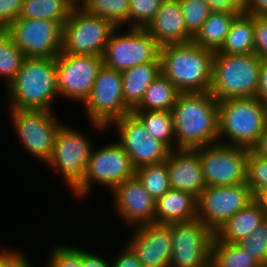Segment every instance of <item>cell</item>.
I'll return each instance as SVG.
<instances>
[{
  "instance_id": "39",
  "label": "cell",
  "mask_w": 267,
  "mask_h": 267,
  "mask_svg": "<svg viewBox=\"0 0 267 267\" xmlns=\"http://www.w3.org/2000/svg\"><path fill=\"white\" fill-rule=\"evenodd\" d=\"M254 53L267 60V17L255 16Z\"/></svg>"
},
{
  "instance_id": "7",
  "label": "cell",
  "mask_w": 267,
  "mask_h": 267,
  "mask_svg": "<svg viewBox=\"0 0 267 267\" xmlns=\"http://www.w3.org/2000/svg\"><path fill=\"white\" fill-rule=\"evenodd\" d=\"M115 28L111 21L74 7L63 25L61 52L102 56Z\"/></svg>"
},
{
  "instance_id": "12",
  "label": "cell",
  "mask_w": 267,
  "mask_h": 267,
  "mask_svg": "<svg viewBox=\"0 0 267 267\" xmlns=\"http://www.w3.org/2000/svg\"><path fill=\"white\" fill-rule=\"evenodd\" d=\"M206 186H233L246 183L248 149L216 142L196 148Z\"/></svg>"
},
{
  "instance_id": "28",
  "label": "cell",
  "mask_w": 267,
  "mask_h": 267,
  "mask_svg": "<svg viewBox=\"0 0 267 267\" xmlns=\"http://www.w3.org/2000/svg\"><path fill=\"white\" fill-rule=\"evenodd\" d=\"M263 265L250 255L238 243L221 241L214 236L211 246V267H262Z\"/></svg>"
},
{
  "instance_id": "30",
  "label": "cell",
  "mask_w": 267,
  "mask_h": 267,
  "mask_svg": "<svg viewBox=\"0 0 267 267\" xmlns=\"http://www.w3.org/2000/svg\"><path fill=\"white\" fill-rule=\"evenodd\" d=\"M146 131L163 142L170 150L176 149V138L171 111H132Z\"/></svg>"
},
{
  "instance_id": "4",
  "label": "cell",
  "mask_w": 267,
  "mask_h": 267,
  "mask_svg": "<svg viewBox=\"0 0 267 267\" xmlns=\"http://www.w3.org/2000/svg\"><path fill=\"white\" fill-rule=\"evenodd\" d=\"M218 119L219 142L253 149L267 125V105L257 97L218 101Z\"/></svg>"
},
{
  "instance_id": "24",
  "label": "cell",
  "mask_w": 267,
  "mask_h": 267,
  "mask_svg": "<svg viewBox=\"0 0 267 267\" xmlns=\"http://www.w3.org/2000/svg\"><path fill=\"white\" fill-rule=\"evenodd\" d=\"M266 220L265 213L260 203L254 199L247 206L229 218L216 232L215 235L224 242L238 243L248 237L255 229Z\"/></svg>"
},
{
  "instance_id": "19",
  "label": "cell",
  "mask_w": 267,
  "mask_h": 267,
  "mask_svg": "<svg viewBox=\"0 0 267 267\" xmlns=\"http://www.w3.org/2000/svg\"><path fill=\"white\" fill-rule=\"evenodd\" d=\"M110 193L118 216L128 227L154 223L155 202L135 175L124 180Z\"/></svg>"
},
{
  "instance_id": "29",
  "label": "cell",
  "mask_w": 267,
  "mask_h": 267,
  "mask_svg": "<svg viewBox=\"0 0 267 267\" xmlns=\"http://www.w3.org/2000/svg\"><path fill=\"white\" fill-rule=\"evenodd\" d=\"M73 8L67 0H23L19 17L54 20L63 26Z\"/></svg>"
},
{
  "instance_id": "42",
  "label": "cell",
  "mask_w": 267,
  "mask_h": 267,
  "mask_svg": "<svg viewBox=\"0 0 267 267\" xmlns=\"http://www.w3.org/2000/svg\"><path fill=\"white\" fill-rule=\"evenodd\" d=\"M0 267H31V262L18 249L15 251L5 247L0 250Z\"/></svg>"
},
{
  "instance_id": "15",
  "label": "cell",
  "mask_w": 267,
  "mask_h": 267,
  "mask_svg": "<svg viewBox=\"0 0 267 267\" xmlns=\"http://www.w3.org/2000/svg\"><path fill=\"white\" fill-rule=\"evenodd\" d=\"M254 199L246 183L206 186L197 197V218L215 233L229 218Z\"/></svg>"
},
{
  "instance_id": "41",
  "label": "cell",
  "mask_w": 267,
  "mask_h": 267,
  "mask_svg": "<svg viewBox=\"0 0 267 267\" xmlns=\"http://www.w3.org/2000/svg\"><path fill=\"white\" fill-rule=\"evenodd\" d=\"M23 0H0V27L6 29L19 17Z\"/></svg>"
},
{
  "instance_id": "20",
  "label": "cell",
  "mask_w": 267,
  "mask_h": 267,
  "mask_svg": "<svg viewBox=\"0 0 267 267\" xmlns=\"http://www.w3.org/2000/svg\"><path fill=\"white\" fill-rule=\"evenodd\" d=\"M166 164L172 189L192 193L198 197L206 187L200 156L196 149L171 150Z\"/></svg>"
},
{
  "instance_id": "36",
  "label": "cell",
  "mask_w": 267,
  "mask_h": 267,
  "mask_svg": "<svg viewBox=\"0 0 267 267\" xmlns=\"http://www.w3.org/2000/svg\"><path fill=\"white\" fill-rule=\"evenodd\" d=\"M187 31L194 37L211 14L204 0H179Z\"/></svg>"
},
{
  "instance_id": "49",
  "label": "cell",
  "mask_w": 267,
  "mask_h": 267,
  "mask_svg": "<svg viewBox=\"0 0 267 267\" xmlns=\"http://www.w3.org/2000/svg\"><path fill=\"white\" fill-rule=\"evenodd\" d=\"M73 7H82L87 0H67Z\"/></svg>"
},
{
  "instance_id": "25",
  "label": "cell",
  "mask_w": 267,
  "mask_h": 267,
  "mask_svg": "<svg viewBox=\"0 0 267 267\" xmlns=\"http://www.w3.org/2000/svg\"><path fill=\"white\" fill-rule=\"evenodd\" d=\"M255 16L244 13L237 16L219 49L220 54H250L254 53Z\"/></svg>"
},
{
  "instance_id": "22",
  "label": "cell",
  "mask_w": 267,
  "mask_h": 267,
  "mask_svg": "<svg viewBox=\"0 0 267 267\" xmlns=\"http://www.w3.org/2000/svg\"><path fill=\"white\" fill-rule=\"evenodd\" d=\"M197 218V197L170 188L155 202L154 223L171 224Z\"/></svg>"
},
{
  "instance_id": "48",
  "label": "cell",
  "mask_w": 267,
  "mask_h": 267,
  "mask_svg": "<svg viewBox=\"0 0 267 267\" xmlns=\"http://www.w3.org/2000/svg\"><path fill=\"white\" fill-rule=\"evenodd\" d=\"M256 200L260 203L261 207L263 208V211L265 213V217L267 219V189L264 190L257 198Z\"/></svg>"
},
{
  "instance_id": "45",
  "label": "cell",
  "mask_w": 267,
  "mask_h": 267,
  "mask_svg": "<svg viewBox=\"0 0 267 267\" xmlns=\"http://www.w3.org/2000/svg\"><path fill=\"white\" fill-rule=\"evenodd\" d=\"M245 13L267 17V0H245Z\"/></svg>"
},
{
  "instance_id": "35",
  "label": "cell",
  "mask_w": 267,
  "mask_h": 267,
  "mask_svg": "<svg viewBox=\"0 0 267 267\" xmlns=\"http://www.w3.org/2000/svg\"><path fill=\"white\" fill-rule=\"evenodd\" d=\"M164 0H129L128 28H146Z\"/></svg>"
},
{
  "instance_id": "9",
  "label": "cell",
  "mask_w": 267,
  "mask_h": 267,
  "mask_svg": "<svg viewBox=\"0 0 267 267\" xmlns=\"http://www.w3.org/2000/svg\"><path fill=\"white\" fill-rule=\"evenodd\" d=\"M93 146L87 134L63 124L57 132L53 152L46 165L59 172L72 191L82 181Z\"/></svg>"
},
{
  "instance_id": "1",
  "label": "cell",
  "mask_w": 267,
  "mask_h": 267,
  "mask_svg": "<svg viewBox=\"0 0 267 267\" xmlns=\"http://www.w3.org/2000/svg\"><path fill=\"white\" fill-rule=\"evenodd\" d=\"M171 112L176 149L219 142L218 101L210 92L180 93Z\"/></svg>"
},
{
  "instance_id": "18",
  "label": "cell",
  "mask_w": 267,
  "mask_h": 267,
  "mask_svg": "<svg viewBox=\"0 0 267 267\" xmlns=\"http://www.w3.org/2000/svg\"><path fill=\"white\" fill-rule=\"evenodd\" d=\"M127 245L143 267H169L172 251L171 224H145L133 227Z\"/></svg>"
},
{
  "instance_id": "37",
  "label": "cell",
  "mask_w": 267,
  "mask_h": 267,
  "mask_svg": "<svg viewBox=\"0 0 267 267\" xmlns=\"http://www.w3.org/2000/svg\"><path fill=\"white\" fill-rule=\"evenodd\" d=\"M263 266H267V219L253 233L238 242Z\"/></svg>"
},
{
  "instance_id": "10",
  "label": "cell",
  "mask_w": 267,
  "mask_h": 267,
  "mask_svg": "<svg viewBox=\"0 0 267 267\" xmlns=\"http://www.w3.org/2000/svg\"><path fill=\"white\" fill-rule=\"evenodd\" d=\"M116 27L102 55L103 65L117 71L154 62L159 58L160 46L145 28H129L125 33Z\"/></svg>"
},
{
  "instance_id": "43",
  "label": "cell",
  "mask_w": 267,
  "mask_h": 267,
  "mask_svg": "<svg viewBox=\"0 0 267 267\" xmlns=\"http://www.w3.org/2000/svg\"><path fill=\"white\" fill-rule=\"evenodd\" d=\"M125 245L111 261L112 267H143L133 250L127 244Z\"/></svg>"
},
{
  "instance_id": "6",
  "label": "cell",
  "mask_w": 267,
  "mask_h": 267,
  "mask_svg": "<svg viewBox=\"0 0 267 267\" xmlns=\"http://www.w3.org/2000/svg\"><path fill=\"white\" fill-rule=\"evenodd\" d=\"M130 157L118 141L92 149L82 181L72 190L76 197L90 195L94 183L112 191L124 180L135 176ZM93 186V187H92Z\"/></svg>"
},
{
  "instance_id": "5",
  "label": "cell",
  "mask_w": 267,
  "mask_h": 267,
  "mask_svg": "<svg viewBox=\"0 0 267 267\" xmlns=\"http://www.w3.org/2000/svg\"><path fill=\"white\" fill-rule=\"evenodd\" d=\"M261 59L255 54H220L212 62L210 93L217 101L255 98L260 79Z\"/></svg>"
},
{
  "instance_id": "44",
  "label": "cell",
  "mask_w": 267,
  "mask_h": 267,
  "mask_svg": "<svg viewBox=\"0 0 267 267\" xmlns=\"http://www.w3.org/2000/svg\"><path fill=\"white\" fill-rule=\"evenodd\" d=\"M82 267H112L107 258L82 249Z\"/></svg>"
},
{
  "instance_id": "13",
  "label": "cell",
  "mask_w": 267,
  "mask_h": 267,
  "mask_svg": "<svg viewBox=\"0 0 267 267\" xmlns=\"http://www.w3.org/2000/svg\"><path fill=\"white\" fill-rule=\"evenodd\" d=\"M172 251L169 267H211L215 233L198 218L171 223Z\"/></svg>"
},
{
  "instance_id": "31",
  "label": "cell",
  "mask_w": 267,
  "mask_h": 267,
  "mask_svg": "<svg viewBox=\"0 0 267 267\" xmlns=\"http://www.w3.org/2000/svg\"><path fill=\"white\" fill-rule=\"evenodd\" d=\"M24 59L23 52L3 29L0 32V77L5 81V88L14 80Z\"/></svg>"
},
{
  "instance_id": "11",
  "label": "cell",
  "mask_w": 267,
  "mask_h": 267,
  "mask_svg": "<svg viewBox=\"0 0 267 267\" xmlns=\"http://www.w3.org/2000/svg\"><path fill=\"white\" fill-rule=\"evenodd\" d=\"M9 110L13 128L23 149L47 164L53 152L57 132L64 123L57 120L53 111Z\"/></svg>"
},
{
  "instance_id": "17",
  "label": "cell",
  "mask_w": 267,
  "mask_h": 267,
  "mask_svg": "<svg viewBox=\"0 0 267 267\" xmlns=\"http://www.w3.org/2000/svg\"><path fill=\"white\" fill-rule=\"evenodd\" d=\"M117 128L118 142L131 159L135 169L166 161L171 150L151 136L142 122L133 114L114 120L108 127Z\"/></svg>"
},
{
  "instance_id": "32",
  "label": "cell",
  "mask_w": 267,
  "mask_h": 267,
  "mask_svg": "<svg viewBox=\"0 0 267 267\" xmlns=\"http://www.w3.org/2000/svg\"><path fill=\"white\" fill-rule=\"evenodd\" d=\"M81 8L111 21L116 27L128 25L129 0H87Z\"/></svg>"
},
{
  "instance_id": "16",
  "label": "cell",
  "mask_w": 267,
  "mask_h": 267,
  "mask_svg": "<svg viewBox=\"0 0 267 267\" xmlns=\"http://www.w3.org/2000/svg\"><path fill=\"white\" fill-rule=\"evenodd\" d=\"M102 66V56L73 55L61 52L56 57L59 97L84 103Z\"/></svg>"
},
{
  "instance_id": "40",
  "label": "cell",
  "mask_w": 267,
  "mask_h": 267,
  "mask_svg": "<svg viewBox=\"0 0 267 267\" xmlns=\"http://www.w3.org/2000/svg\"><path fill=\"white\" fill-rule=\"evenodd\" d=\"M211 12L231 13L242 15L245 13V0H204Z\"/></svg>"
},
{
  "instance_id": "14",
  "label": "cell",
  "mask_w": 267,
  "mask_h": 267,
  "mask_svg": "<svg viewBox=\"0 0 267 267\" xmlns=\"http://www.w3.org/2000/svg\"><path fill=\"white\" fill-rule=\"evenodd\" d=\"M5 31L25 58H56L62 51L63 26L58 21L18 17Z\"/></svg>"
},
{
  "instance_id": "47",
  "label": "cell",
  "mask_w": 267,
  "mask_h": 267,
  "mask_svg": "<svg viewBox=\"0 0 267 267\" xmlns=\"http://www.w3.org/2000/svg\"><path fill=\"white\" fill-rule=\"evenodd\" d=\"M253 150L260 156L267 158V125L265 126V129Z\"/></svg>"
},
{
  "instance_id": "33",
  "label": "cell",
  "mask_w": 267,
  "mask_h": 267,
  "mask_svg": "<svg viewBox=\"0 0 267 267\" xmlns=\"http://www.w3.org/2000/svg\"><path fill=\"white\" fill-rule=\"evenodd\" d=\"M135 175L142 182L145 190L155 200L171 188L166 161L142 166L136 169Z\"/></svg>"
},
{
  "instance_id": "46",
  "label": "cell",
  "mask_w": 267,
  "mask_h": 267,
  "mask_svg": "<svg viewBox=\"0 0 267 267\" xmlns=\"http://www.w3.org/2000/svg\"><path fill=\"white\" fill-rule=\"evenodd\" d=\"M256 97L267 105V60H261L259 87Z\"/></svg>"
},
{
  "instance_id": "34",
  "label": "cell",
  "mask_w": 267,
  "mask_h": 267,
  "mask_svg": "<svg viewBox=\"0 0 267 267\" xmlns=\"http://www.w3.org/2000/svg\"><path fill=\"white\" fill-rule=\"evenodd\" d=\"M246 185L255 199L267 189V158L260 156L253 149H248Z\"/></svg>"
},
{
  "instance_id": "8",
  "label": "cell",
  "mask_w": 267,
  "mask_h": 267,
  "mask_svg": "<svg viewBox=\"0 0 267 267\" xmlns=\"http://www.w3.org/2000/svg\"><path fill=\"white\" fill-rule=\"evenodd\" d=\"M83 104L92 128L100 132L114 120L132 113L124 103L121 72L104 65Z\"/></svg>"
},
{
  "instance_id": "3",
  "label": "cell",
  "mask_w": 267,
  "mask_h": 267,
  "mask_svg": "<svg viewBox=\"0 0 267 267\" xmlns=\"http://www.w3.org/2000/svg\"><path fill=\"white\" fill-rule=\"evenodd\" d=\"M213 55L193 41L161 46V73L180 93L210 92Z\"/></svg>"
},
{
  "instance_id": "21",
  "label": "cell",
  "mask_w": 267,
  "mask_h": 267,
  "mask_svg": "<svg viewBox=\"0 0 267 267\" xmlns=\"http://www.w3.org/2000/svg\"><path fill=\"white\" fill-rule=\"evenodd\" d=\"M145 29L160 47L193 40V36L186 29L179 0H164Z\"/></svg>"
},
{
  "instance_id": "23",
  "label": "cell",
  "mask_w": 267,
  "mask_h": 267,
  "mask_svg": "<svg viewBox=\"0 0 267 267\" xmlns=\"http://www.w3.org/2000/svg\"><path fill=\"white\" fill-rule=\"evenodd\" d=\"M160 74V58L121 72L124 103L131 111L140 104L145 91Z\"/></svg>"
},
{
  "instance_id": "26",
  "label": "cell",
  "mask_w": 267,
  "mask_h": 267,
  "mask_svg": "<svg viewBox=\"0 0 267 267\" xmlns=\"http://www.w3.org/2000/svg\"><path fill=\"white\" fill-rule=\"evenodd\" d=\"M240 15L231 13L211 12L201 29L193 37V42L204 49L218 52L223 45L226 35L234 19Z\"/></svg>"
},
{
  "instance_id": "2",
  "label": "cell",
  "mask_w": 267,
  "mask_h": 267,
  "mask_svg": "<svg viewBox=\"0 0 267 267\" xmlns=\"http://www.w3.org/2000/svg\"><path fill=\"white\" fill-rule=\"evenodd\" d=\"M6 90L8 109L53 111L59 97L56 58H25Z\"/></svg>"
},
{
  "instance_id": "27",
  "label": "cell",
  "mask_w": 267,
  "mask_h": 267,
  "mask_svg": "<svg viewBox=\"0 0 267 267\" xmlns=\"http://www.w3.org/2000/svg\"><path fill=\"white\" fill-rule=\"evenodd\" d=\"M180 92L162 73L145 91L140 104L133 111H171Z\"/></svg>"
},
{
  "instance_id": "38",
  "label": "cell",
  "mask_w": 267,
  "mask_h": 267,
  "mask_svg": "<svg viewBox=\"0 0 267 267\" xmlns=\"http://www.w3.org/2000/svg\"><path fill=\"white\" fill-rule=\"evenodd\" d=\"M49 251L48 267H82V248L70 245H53Z\"/></svg>"
}]
</instances>
